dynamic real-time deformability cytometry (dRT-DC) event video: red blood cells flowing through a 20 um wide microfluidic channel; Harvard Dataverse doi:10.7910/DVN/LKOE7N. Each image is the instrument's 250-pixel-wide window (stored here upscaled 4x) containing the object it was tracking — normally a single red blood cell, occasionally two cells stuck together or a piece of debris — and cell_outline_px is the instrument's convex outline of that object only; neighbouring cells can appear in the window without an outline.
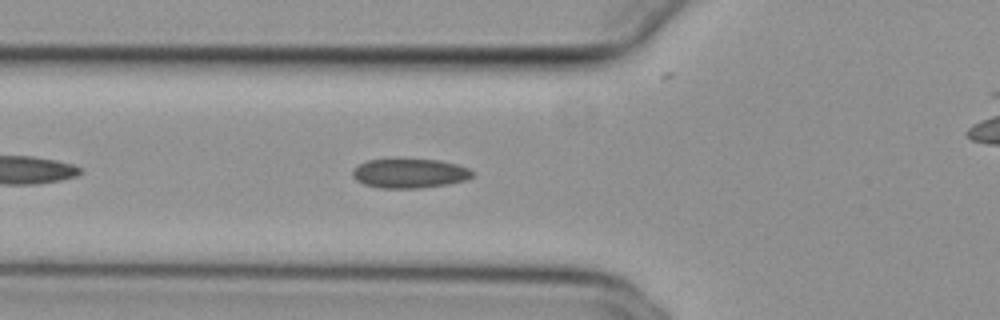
{"species": "common noctule bat (a hibernating species)", "species_latin": "Nyctalus noctula", "temperature_condition": "cold", "stored_images_in_passage": 35, "camera_frame_rate_fps": 3000, "um_per_image_px": 0.085, "animal": {"sex": "female", "body_mass_g": 29.2, "forearm_length_mm": 56.3}, "frame": {"image": 1, "passage_image": 6, "time_ms": 1.667, "image_size_px": [1000, 320], "cell_outline_px": [[472, 176], [468, 180], [448, 184], [420, 188], [380, 188], [364, 184], [356, 180], [352, 176], [352, 172], [360, 164], [368, 160], [396, 156], [440, 160], [456, 164], [468, 168], [472, 172]], "centroid_in_image_um": [34.8, 14.69], "position_along_channel_um": 91.0, "area_um2": 21.27}}
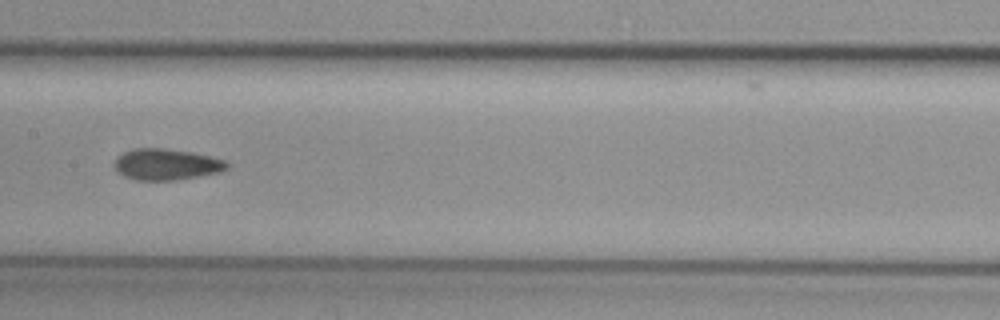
{"frame": {"image": 2, "passage_image": 14, "time_ms": 4.333, "image_size_px": [1000, 320], "cell_outline_px": [[228, 168], [220, 172], [176, 180], [136, 180], [124, 176], [116, 172], [112, 168], [112, 164], [124, 152], [132, 148], [164, 148], [192, 152], [224, 160], [228, 164]], "centroid_in_image_um": [14.09, 13.97], "position_along_channel_um": 193.3, "area_um2": 20.52}}
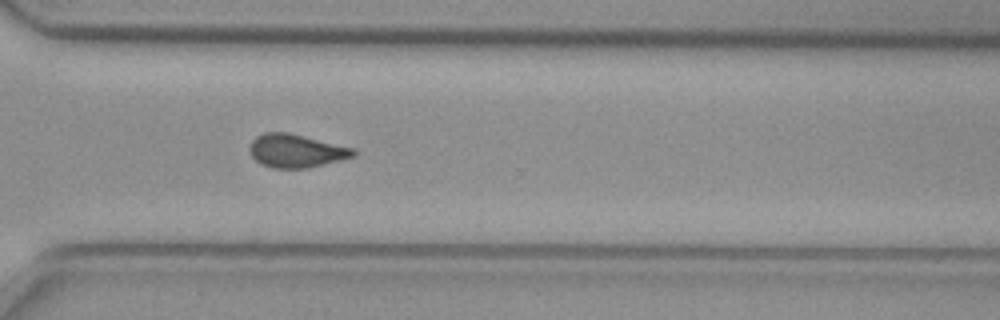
{"frame": {"image": 3, "passage_image": 26, "time_ms": 8.333, "image_size_px": [1000, 320], "cell_outline_px": [[356, 156], [308, 168], [272, 168], [260, 164], [252, 156], [248, 148], [252, 140], [256, 136], [264, 132], [288, 132], [356, 148]], "centroid_in_image_um": [25.18, 12.81], "position_along_channel_um": 345.4, "area_um2": 20.35}}